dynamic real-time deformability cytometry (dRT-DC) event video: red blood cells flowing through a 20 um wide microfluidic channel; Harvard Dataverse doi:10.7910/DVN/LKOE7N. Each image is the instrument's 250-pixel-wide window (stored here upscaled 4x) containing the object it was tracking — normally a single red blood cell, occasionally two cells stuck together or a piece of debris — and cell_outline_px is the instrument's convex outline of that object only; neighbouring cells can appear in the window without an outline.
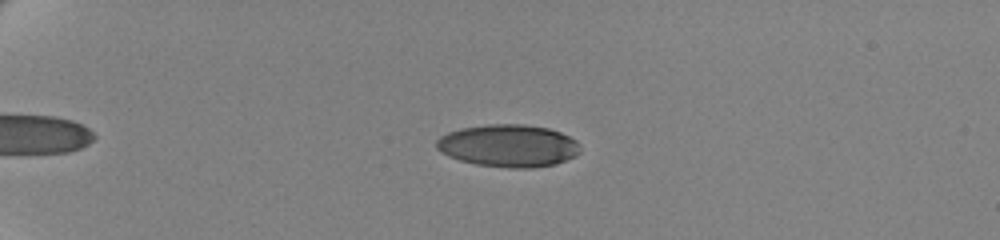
{"species": "human", "species_latin": "Homo sapiens", "temperature_condition": "cold", "stored_images_in_passage": 54, "camera_frame_rate_fps": 3000, "um_per_image_px": 0.085, "donor": {"sex": "female"}, "frame": {"image": 1, "passage_image": 10, "time_ms": 3.0, "image_size_px": [1000, 240], "cell_outline_px": [[580, 152], [576, 156], [556, 164], [532, 168], [508, 168], [476, 164], [460, 160], [448, 156], [440, 152], [436, 148], [436, 140], [440, 136], [448, 132], [460, 128], [488, 124], [524, 124], [548, 128], [560, 132], [576, 140], [580, 144]], "centroid_in_image_um": [43.22, 12.39], "position_along_channel_um": 41.8, "area_um2": 35.84}}
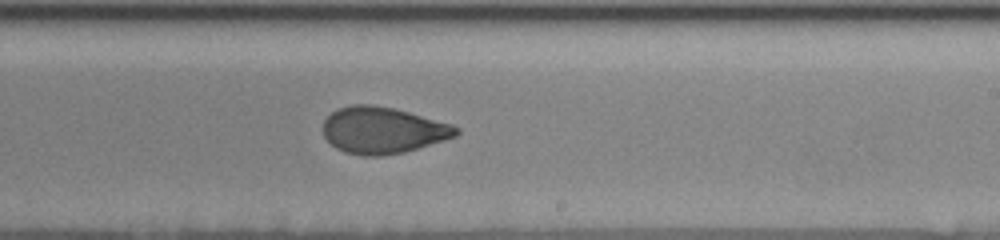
{"frame": {"image": 2, "passage_image": 34, "time_ms": 11.0, "image_size_px": [1000, 240], "cell_outline_px": [[460, 132], [456, 136], [444, 140], [404, 152], [380, 156], [364, 156], [344, 152], [336, 148], [324, 136], [320, 128], [324, 120], [332, 112], [340, 108], [352, 104], [372, 104], [392, 108], [408, 112], [452, 124], [460, 128]], "centroid_in_image_um": [32.51, 11.07], "position_along_channel_um": 256.5, "area_um2": 36.13}}
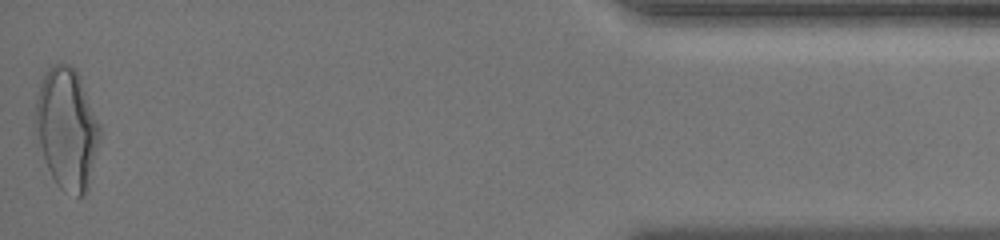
{"frame": {"image": 3, "passage_image": 54, "time_ms": 17.667, "image_size_px": [1000, 240], "cell_outline_px": [[100, 136], [88, 192], [84, 196], [76, 196], [60, 188], [56, 184], [48, 168], [36, 136], [32, 120], [36, 100], [40, 84], [48, 68], [52, 64], [68, 64], [76, 68], [80, 76], [100, 124]], "centroid_in_image_um": [5.68, 10.92], "position_along_channel_um": 429.5, "area_um2": 45.89}, "authors_computed_cell_mechanics": {"area_um2": 36.4429, "velocity_mm_per_s": 3.4966, "shape_relaxation_time_tau1_ms": 5.63, "shape_relaxation_time_tau2_ms": 1.7716, "deformation_change_tau1": 0.1602, "deformation_change_tau2": 0.0681}}